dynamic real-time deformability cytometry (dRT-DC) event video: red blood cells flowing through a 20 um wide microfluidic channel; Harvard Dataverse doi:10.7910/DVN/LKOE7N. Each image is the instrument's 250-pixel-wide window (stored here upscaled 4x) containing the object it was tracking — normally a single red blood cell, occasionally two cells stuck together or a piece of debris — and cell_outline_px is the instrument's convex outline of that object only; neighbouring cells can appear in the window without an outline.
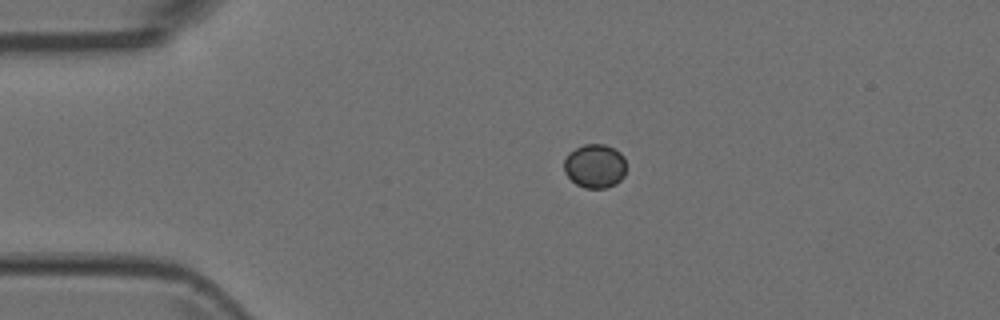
{"species": "Egyptian fruit bat (a non-hibernating species)", "species_latin": "Rousettus aegyptiacus", "temperature_condition": "room temperature", "stored_images_in_passage": 2, "camera_frame_rate_fps": 3000, "um_per_image_px": 0.085, "animal": {"sex": "female"}, "frame": {"image": 1, "passage_image": 1, "time_ms": 0.0, "image_size_px": [1000, 320], "cell_outline_px": [[624, 176], [616, 184], [604, 188], [584, 188], [576, 184], [564, 172], [564, 160], [568, 152], [584, 144], [604, 144], [620, 152], [624, 156]], "centroid_in_image_um": [50.54, 14.11], "position_along_channel_um": 34.5, "area_um2": 15.9}}